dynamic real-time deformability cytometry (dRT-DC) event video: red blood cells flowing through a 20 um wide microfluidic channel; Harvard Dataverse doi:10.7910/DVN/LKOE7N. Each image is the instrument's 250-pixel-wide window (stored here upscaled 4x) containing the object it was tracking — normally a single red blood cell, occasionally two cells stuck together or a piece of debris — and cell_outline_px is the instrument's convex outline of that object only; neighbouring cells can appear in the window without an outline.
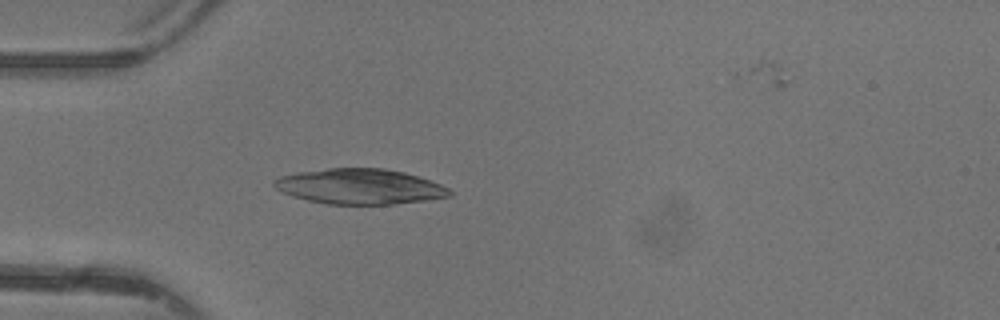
{"species": "common noctule bat (a hibernating species)", "species_latin": "Nyctalus noctula", "temperature_condition": "warm", "stored_images_in_passage": 24, "camera_frame_rate_fps": 3000, "um_per_image_px": 0.085, "animal": {"sex": "female"}, "frame": {"image": 1, "passage_image": 1, "time_ms": 0.0, "image_size_px": [1000, 320], "cell_outline_px": [[452, 196], [428, 200], [392, 204], [328, 204], [308, 200], [292, 196], [276, 188], [272, 184], [272, 180], [280, 176], [296, 172], [328, 168], [384, 168], [404, 172], [440, 184], [448, 188], [452, 192]], "centroid_in_image_um": [30.56, 15.85], "position_along_channel_um": 54.4, "area_um2": 36.07}}
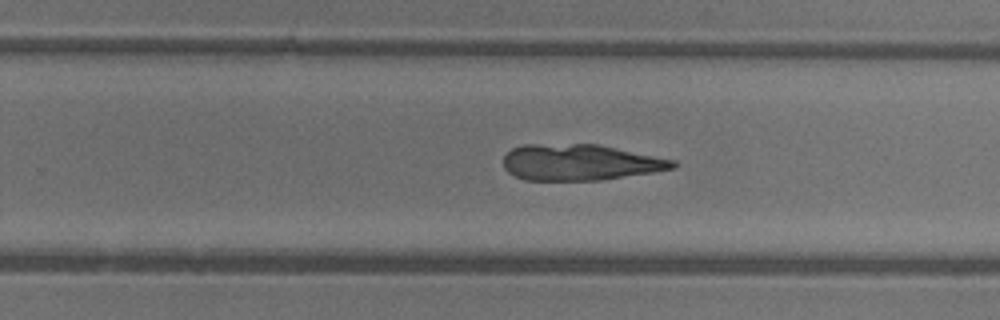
{"frame": {"image": 2, "passage_image": 17, "time_ms": 5.333, "image_size_px": [1000, 320], "cell_outline_px": [[680, 164], [676, 168], [652, 172], [600, 180], [524, 180], [508, 172], [504, 168], [504, 156], [512, 148], [524, 144], [600, 144], [676, 160]], "centroid_in_image_um": [49.34, 13.79], "position_along_channel_um": 280.5, "area_um2": 35.84}}
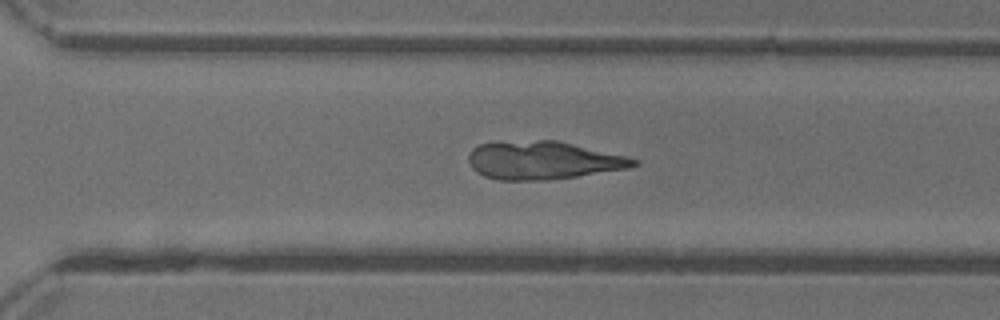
{"frame": {"image": 3, "passage_image": 20, "time_ms": 6.333, "image_size_px": [1000, 320], "cell_outline_px": [[640, 164], [628, 168], [576, 176], [548, 180], [496, 180], [484, 176], [476, 172], [472, 168], [468, 160], [468, 156], [472, 148], [480, 144], [540, 140], [556, 140], [624, 156], [640, 160]], "centroid_in_image_um": [46.14, 13.64], "position_along_channel_um": 324.5, "area_um2": 36.24}}